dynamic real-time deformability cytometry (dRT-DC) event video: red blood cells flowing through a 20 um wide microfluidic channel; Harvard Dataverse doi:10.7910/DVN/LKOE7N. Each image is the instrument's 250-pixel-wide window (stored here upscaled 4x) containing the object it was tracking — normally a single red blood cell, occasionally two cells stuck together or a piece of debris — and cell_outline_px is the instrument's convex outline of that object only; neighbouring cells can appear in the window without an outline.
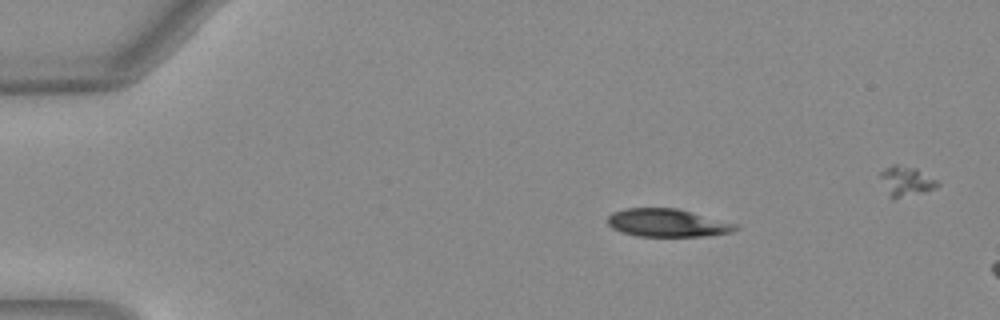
{"species": "Egyptian fruit bat (a non-hibernating species)", "species_latin": "Rousettus aegyptiacus", "temperature_condition": "warm", "stored_images_in_passage": 8, "camera_frame_rate_fps": 3000, "um_per_image_px": 0.085, "animal": {"sex": "female"}, "frame": {"image": 1, "passage_image": 2, "time_ms": 0.333, "image_size_px": [1000, 320], "cell_outline_px": [[740, 228], [732, 232], [708, 236], [636, 236], [620, 232], [612, 228], [608, 224], [608, 216], [612, 212], [624, 208], [676, 208], [736, 224]], "centroid_in_image_um": [56.69, 18.95], "position_along_channel_um": 28.3, "area_um2": 20.81}}